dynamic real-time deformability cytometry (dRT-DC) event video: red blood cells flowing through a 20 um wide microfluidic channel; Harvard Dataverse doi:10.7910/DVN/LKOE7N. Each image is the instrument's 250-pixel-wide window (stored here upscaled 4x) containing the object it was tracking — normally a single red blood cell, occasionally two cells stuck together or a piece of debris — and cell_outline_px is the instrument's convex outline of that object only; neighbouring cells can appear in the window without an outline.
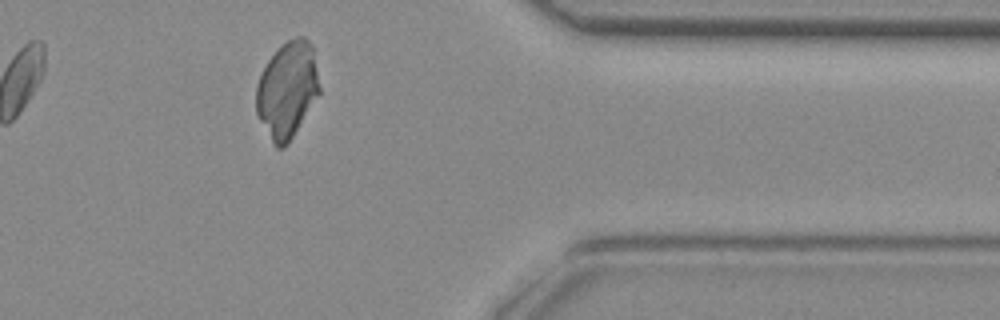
{"species": "common noctule bat (a hibernating species)", "species_latin": "Nyctalus noctula", "temperature_condition": "room temperature", "stored_images_in_passage": 29, "camera_frame_rate_fps": 3000, "um_per_image_px": 0.085, "animal": {"sex": "female", "body_mass_g": 29.2, "forearm_length_mm": 56.3}, "frame": {"image": 1, "passage_image": 27, "time_ms": 8.667, "image_size_px": [1000, 320], "cell_outline_px": [[320, 92], [288, 144], [284, 148], [276, 148], [260, 120], [256, 112], [256, 84], [268, 60], [288, 40], [296, 36], [304, 36], [308, 40], [312, 48], [320, 88]], "centroid_in_image_um": [24.41, 7.65], "position_along_channel_um": 387.0, "area_um2": 34.85}}